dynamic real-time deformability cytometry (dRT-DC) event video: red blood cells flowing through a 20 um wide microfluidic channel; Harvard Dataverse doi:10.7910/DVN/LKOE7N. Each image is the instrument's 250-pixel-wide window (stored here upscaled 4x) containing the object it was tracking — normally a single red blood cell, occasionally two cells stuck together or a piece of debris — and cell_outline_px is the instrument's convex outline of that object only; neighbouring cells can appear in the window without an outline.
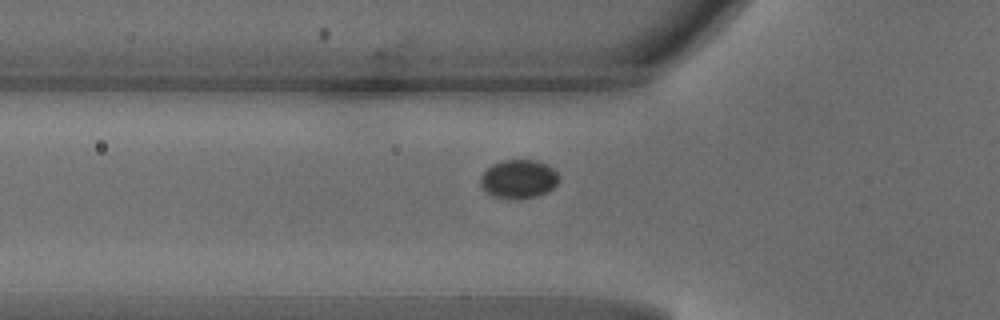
{"species": "common noctule bat (a hibernating species)", "species_latin": "Nyctalus noctula", "temperature_condition": "warm", "stored_images_in_passage": 36, "camera_frame_rate_fps": 3000, "um_per_image_px": 0.085, "animal": {"sex": "male", "body_mass_g": 18.8}, "frame": {"image": 1, "passage_image": 8, "time_ms": 2.333, "image_size_px": [1000, 320], "cell_outline_px": [[560, 180], [548, 192], [536, 196], [508, 200], [492, 196], [480, 184], [480, 176], [492, 164], [504, 160], [536, 160], [552, 168], [560, 176]], "centroid_in_image_um": [44.08, 15.23], "position_along_channel_um": 81.7, "area_um2": 17.69}}
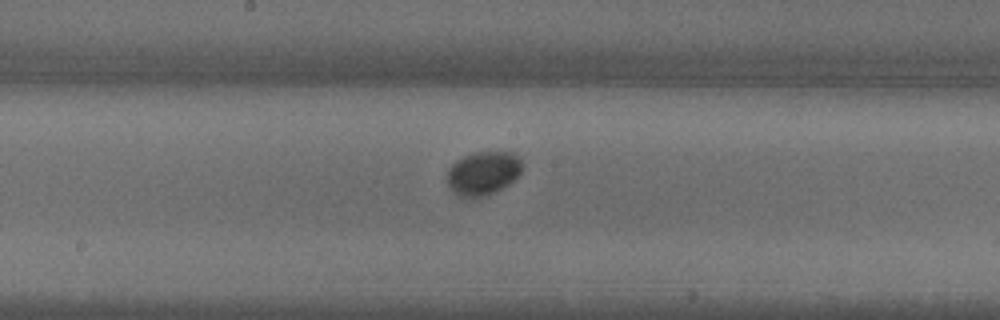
{"frame": {"image": 2, "passage_image": 17, "time_ms": 5.333, "image_size_px": [1000, 320], "cell_outline_px": [[520, 172], [508, 184], [484, 196], [464, 200], [452, 192], [448, 188], [448, 168], [456, 160], [472, 152], [512, 152], [520, 160]], "centroid_in_image_um": [40.98, 14.74], "position_along_channel_um": 207.2, "area_um2": 19.02}}
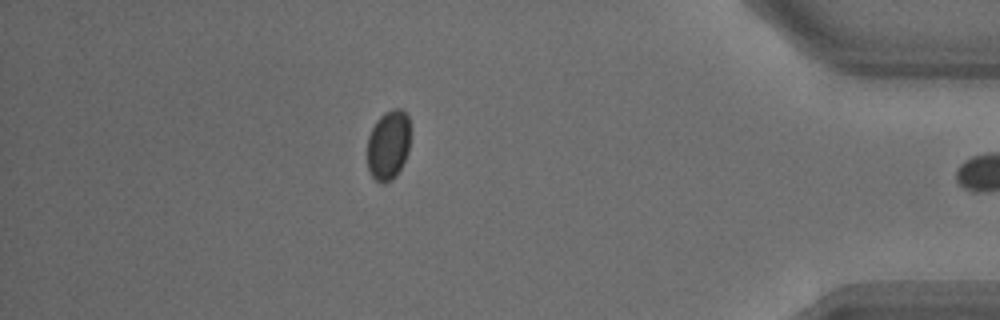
{"frame": {"image": 3, "passage_image": 34, "time_ms": 11.0, "image_size_px": [1000, 320], "cell_outline_px": [[408, 152], [396, 176], [384, 184], [376, 180], [372, 176], [368, 168], [368, 136], [376, 120], [384, 112], [392, 108], [400, 108], [408, 116]], "centroid_in_image_um": [32.99, 12.31], "position_along_channel_um": 402.2, "area_um2": 17.28}, "authors_computed_cell_mechanics": {"area_um2": 18.1492, "velocity_mm_per_s": 4.1507, "shape_relaxation_time_tau1_ms": 2.5148, "shape_relaxation_time_tau2_ms": null, "deformation_change_tau1": 0.0318, "deformation_change_tau2": null}}